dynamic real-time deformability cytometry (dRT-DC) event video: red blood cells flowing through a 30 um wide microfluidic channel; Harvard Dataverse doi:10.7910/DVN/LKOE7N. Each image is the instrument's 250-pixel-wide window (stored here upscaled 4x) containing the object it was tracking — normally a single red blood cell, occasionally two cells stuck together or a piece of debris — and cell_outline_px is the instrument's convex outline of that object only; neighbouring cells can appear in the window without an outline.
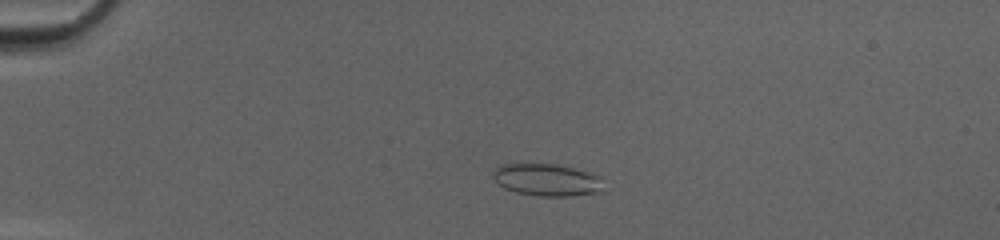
{"species": "common noctule bat (a hibernating species)", "species_latin": "Nyctalus noctula", "temperature_condition": "cold", "stored_images_in_passage": 52, "camera_frame_rate_fps": 3000, "um_per_image_px": 0.085, "animal": {"sex": "female", "body_mass_g": 20.0, "forearm_length_mm": 54.0}, "frame": {"image": 1, "passage_image": 14, "time_ms": 4.333, "image_size_px": [1000, 240], "cell_outline_px": [[604, 192], [572, 196], [540, 196], [516, 192], [504, 188], [492, 176], [492, 172], [496, 168], [504, 164], [556, 164], [604, 176]], "centroid_in_image_um": [46.58, 15.3], "position_along_channel_um": 38.4, "area_um2": 20.98}}
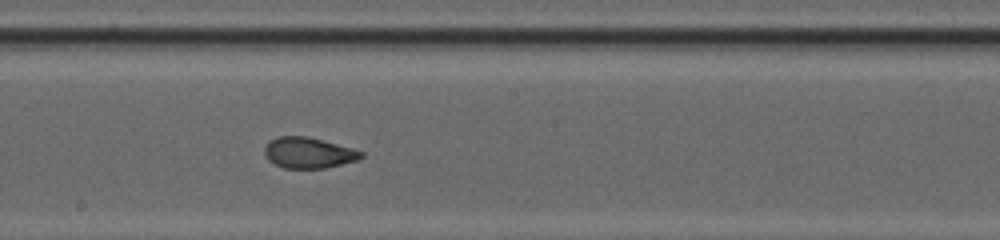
{"frame": {"image": 2, "passage_image": 31, "time_ms": 10.0, "image_size_px": [1000, 240], "cell_outline_px": [[364, 156], [356, 160], [324, 168], [284, 168], [268, 160], [264, 152], [264, 148], [268, 140], [280, 136], [308, 136], [324, 140], [352, 148], [364, 152]], "centroid_in_image_um": [26.2, 12.97], "position_along_channel_um": 222.0, "area_um2": 17.34}}
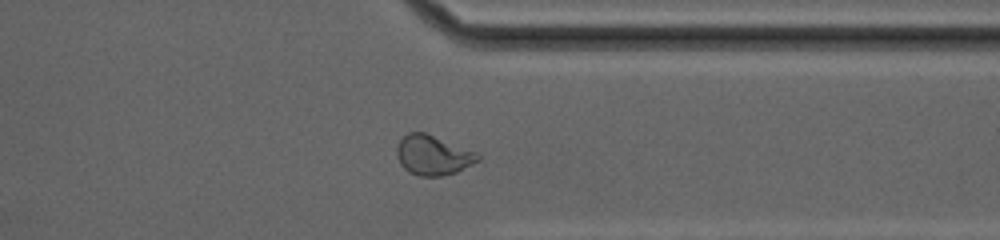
{"frame": {"image": 3, "passage_image": 42, "time_ms": 13.667, "image_size_px": [1000, 240], "cell_outline_px": [[480, 160], [456, 172], [440, 176], [420, 176], [408, 172], [400, 164], [396, 156], [396, 148], [400, 140], [408, 132], [424, 132], [476, 152], [480, 156]], "centroid_in_image_um": [36.77, 13.2], "position_along_channel_um": 374.6, "area_um2": 18.67}, "authors_computed_cell_mechanics": {"area_um2": 19.1896, "velocity_mm_per_s": 4.1816, "shape_relaxation_time_tau1_ms": 11.0043, "shape_relaxation_time_tau2_ms": 0.8426, "deformation_change_tau1": 0.2214, "deformation_change_tau2": 0.0725}}